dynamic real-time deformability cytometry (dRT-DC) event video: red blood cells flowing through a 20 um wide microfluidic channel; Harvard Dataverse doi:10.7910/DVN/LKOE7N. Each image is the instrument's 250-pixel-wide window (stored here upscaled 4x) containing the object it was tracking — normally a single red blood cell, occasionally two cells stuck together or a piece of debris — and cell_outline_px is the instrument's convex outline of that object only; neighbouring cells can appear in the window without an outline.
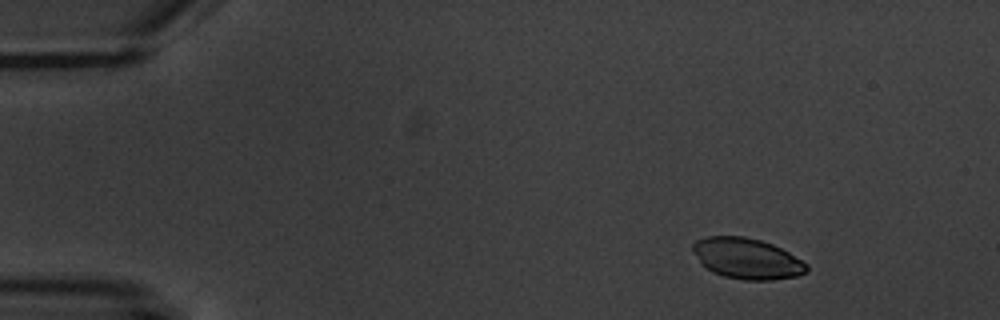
{"species": "common noctule bat (a hibernating species)", "species_latin": "Nyctalus noctula", "temperature_condition": "warm", "stored_images_in_passage": 4, "camera_frame_rate_fps": 3000, "um_per_image_px": 0.085, "animal": {"sex": "male", "body_mass_g": 20.1, "forearm_length_mm": 53.5}, "frame": {"image": 1, "passage_image": 2, "time_ms": 1.0, "image_size_px": [1000, 320], "cell_outline_px": [[808, 268], [804, 272], [796, 276], [772, 280], [744, 280], [724, 276], [712, 272], [700, 264], [692, 252], [692, 244], [696, 240], [704, 236], [744, 236], [760, 240], [772, 244], [788, 252], [808, 264]], "centroid_in_image_um": [63.43, 21.97], "position_along_channel_um": 21.6, "area_um2": 27.17}}